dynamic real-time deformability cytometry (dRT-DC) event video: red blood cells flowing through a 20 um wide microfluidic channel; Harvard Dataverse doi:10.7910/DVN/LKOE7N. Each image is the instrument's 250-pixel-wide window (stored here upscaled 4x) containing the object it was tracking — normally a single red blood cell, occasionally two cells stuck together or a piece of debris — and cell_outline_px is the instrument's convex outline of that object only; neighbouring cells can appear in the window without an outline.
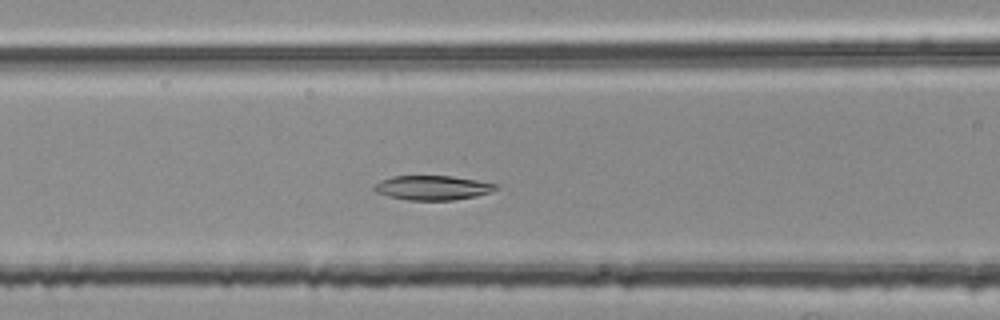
{"species": "common noctule bat (a hibernating species)", "species_latin": "Nyctalus noctula", "temperature_condition": "room temperature", "stored_images_in_passage": 43, "camera_frame_rate_fps": 3000, "um_per_image_px": 0.085, "animal": {"sex": "female", "body_mass_g": 25.1}, "frame": {"image": 1, "passage_image": 14, "time_ms": 4.333, "image_size_px": [1000, 320], "cell_outline_px": [[496, 188], [488, 192], [476, 196], [452, 200], [408, 200], [388, 196], [376, 192], [372, 188], [380, 180], [392, 176], [452, 176], [476, 180], [496, 184]], "centroid_in_image_um": [36.71, 15.95], "position_along_channel_um": 129.9, "area_um2": 17.11}}
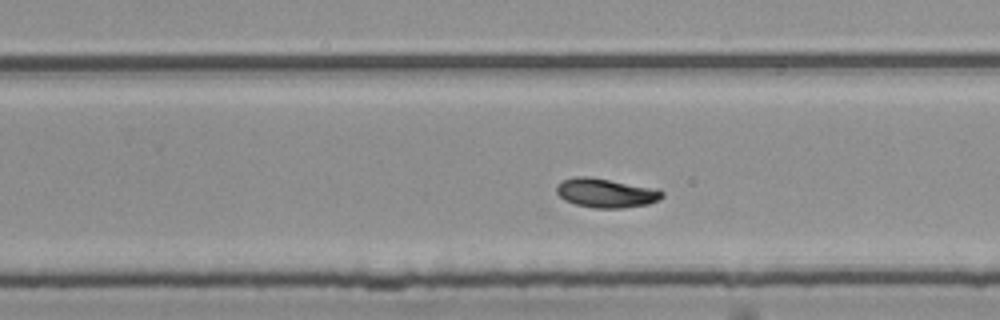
{"frame": {"image": 2, "passage_image": 26, "time_ms": 8.333, "image_size_px": [1000, 320], "cell_outline_px": [[664, 196], [648, 204], [624, 208], [596, 208], [576, 204], [564, 200], [556, 192], [556, 184], [564, 180], [576, 176], [588, 176], [660, 188], [664, 192]], "centroid_in_image_um": [51.53, 16.39], "position_along_channel_um": 278.3, "area_um2": 18.15}}
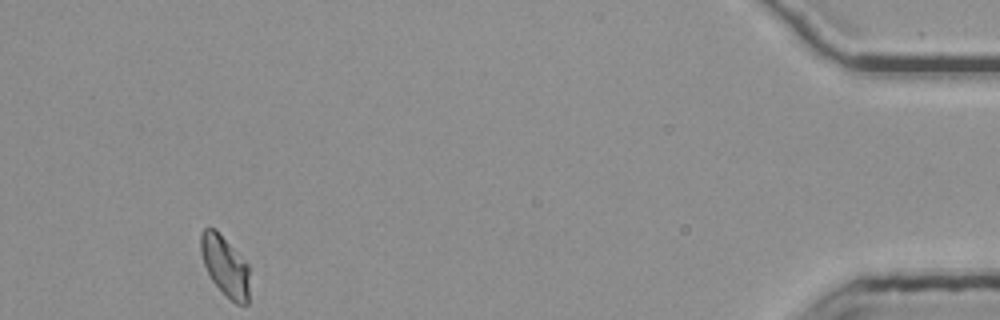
{"frame": {"image": 3, "passage_image": 43, "time_ms": 14.0, "image_size_px": [1000, 320], "cell_outline_px": [[248, 304], [236, 304], [212, 280], [204, 264], [200, 252], [200, 236], [204, 228], [216, 228], [248, 264]], "centroid_in_image_um": [19.12, 22.56], "position_along_channel_um": 416.1, "area_um2": 16.82}, "authors_computed_cell_mechanics": {"area_um2": 17.5134, "velocity_mm_per_s": 3.7157, "shape_relaxation_time_tau1_ms": 6.3239, "shape_relaxation_time_tau2_ms": null, "deformation_change_tau1": 0.1709, "deformation_change_tau2": null}}